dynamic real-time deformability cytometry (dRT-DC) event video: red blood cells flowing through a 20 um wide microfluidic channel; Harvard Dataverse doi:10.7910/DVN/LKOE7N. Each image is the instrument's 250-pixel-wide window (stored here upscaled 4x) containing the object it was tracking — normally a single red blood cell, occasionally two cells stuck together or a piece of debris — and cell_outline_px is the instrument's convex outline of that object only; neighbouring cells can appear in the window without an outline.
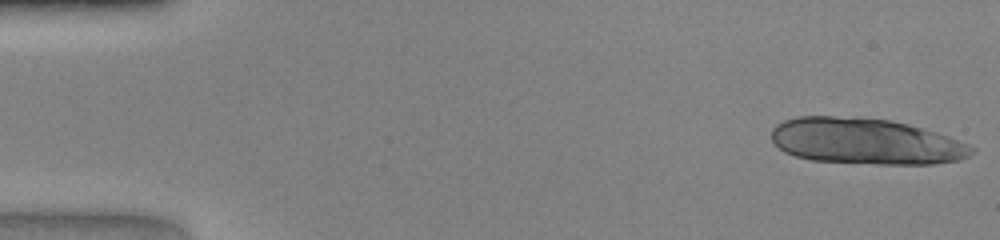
{"species": "human", "species_latin": "Homo sapiens", "temperature_condition": "warm", "stored_images_in_passage": 13, "camera_frame_rate_fps": 3000, "um_per_image_px": 0.085, "donor": {"sex": "female"}, "frame": {"image": 1, "passage_image": 1, "time_ms": 0.0, "image_size_px": [1000, 240], "cell_outline_px": [[976, 148], [968, 156], [960, 160], [932, 164], [876, 164], [812, 160], [796, 156], [784, 152], [772, 140], [772, 128], [776, 124], [784, 120], [796, 116], [832, 116], [892, 120], [908, 124], [936, 132], [948, 136], [968, 144]], "centroid_in_image_um": [73.58, 12.01], "position_along_channel_um": 11.4, "area_um2": 53.7}}